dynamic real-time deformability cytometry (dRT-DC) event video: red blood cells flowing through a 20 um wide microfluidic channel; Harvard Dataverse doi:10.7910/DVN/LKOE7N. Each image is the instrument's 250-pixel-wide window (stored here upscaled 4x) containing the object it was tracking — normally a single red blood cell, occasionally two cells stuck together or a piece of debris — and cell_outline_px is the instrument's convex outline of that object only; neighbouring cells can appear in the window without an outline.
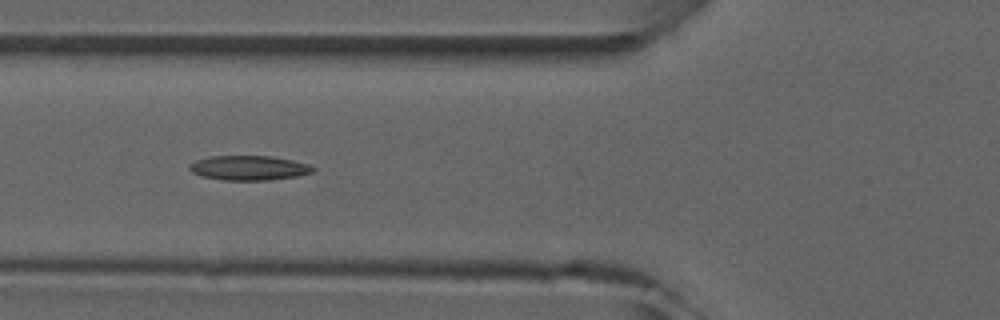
{"species": "common noctule bat (a hibernating species)", "species_latin": "Nyctalus noctula", "temperature_condition": "room temperature", "stored_images_in_passage": 6, "camera_frame_rate_fps": 3000, "um_per_image_px": 0.085, "animal": {"sex": "male", "forearm_length_mm": 52.5}, "frame": {"image": 1, "passage_image": 6, "time_ms": 5.667, "image_size_px": [1000, 320], "cell_outline_px": [[316, 168], [312, 172], [296, 176], [268, 180], [224, 180], [200, 176], [192, 172], [188, 168], [196, 160], [208, 156], [272, 156], [292, 160], [308, 164]], "centroid_in_image_um": [21.14, 14.27], "position_along_channel_um": 104.7, "area_um2": 17.63}}